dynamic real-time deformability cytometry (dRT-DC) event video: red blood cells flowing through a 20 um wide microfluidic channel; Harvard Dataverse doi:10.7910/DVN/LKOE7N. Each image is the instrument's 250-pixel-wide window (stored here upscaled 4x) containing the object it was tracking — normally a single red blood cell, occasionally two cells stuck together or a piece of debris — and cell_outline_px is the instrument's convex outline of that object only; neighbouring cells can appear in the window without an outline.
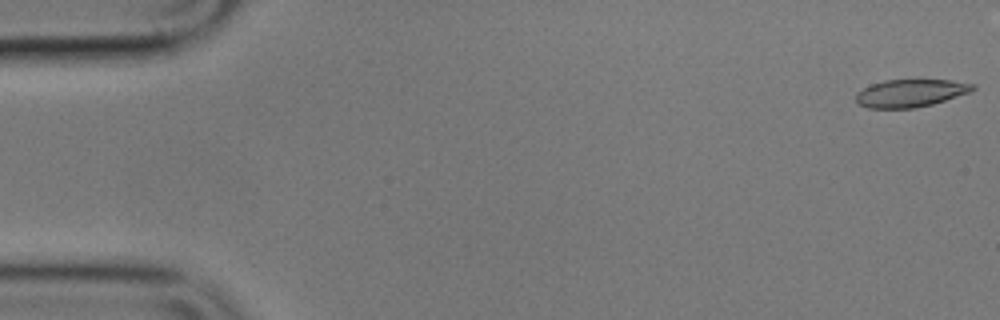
{"species": "common noctule bat (a hibernating species)", "species_latin": "Nyctalus noctula", "temperature_condition": "cold", "stored_images_in_passage": 56, "camera_frame_rate_fps": 3000, "um_per_image_px": 0.085, "animal": {"sex": "male", "body_mass_g": 17.9}, "frame": {"image": 1, "passage_image": 1, "time_ms": 0.0, "image_size_px": [1000, 320], "cell_outline_px": [[976, 88], [968, 92], [932, 104], [916, 108], [868, 108], [860, 104], [856, 100], [856, 92], [872, 84], [884, 80], [952, 80], [976, 84]], "centroid_in_image_um": [77.39, 7.91], "position_along_channel_um": 7.6, "area_um2": 18.67}}
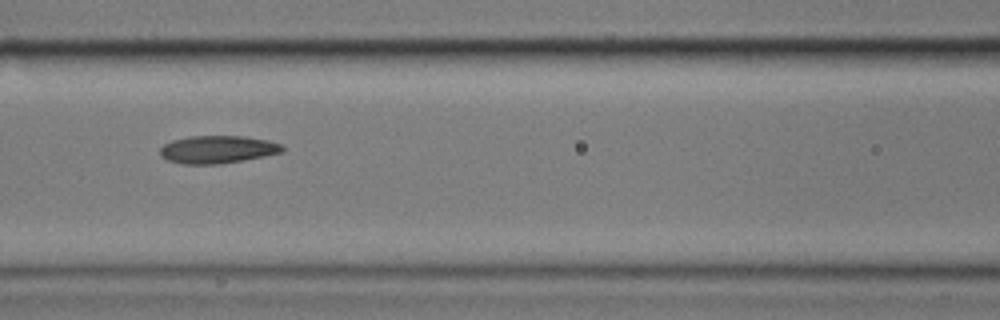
{"frame": {"image": 2, "passage_image": 24, "time_ms": 7.667, "image_size_px": [1000, 320], "cell_outline_px": [[284, 152], [244, 160], [220, 164], [184, 164], [168, 160], [160, 156], [160, 148], [164, 144], [172, 140], [188, 136], [244, 136], [268, 140], [280, 144], [284, 148]], "centroid_in_image_um": [18.49, 12.7], "position_along_channel_um": 148.1, "area_um2": 19.83}}
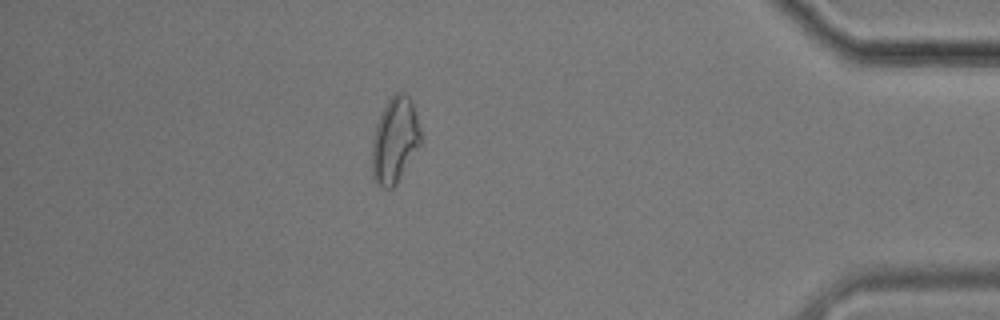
{"frame": {"image": 3, "passage_image": 49, "time_ms": 16.0, "image_size_px": [1000, 320], "cell_outline_px": [[420, 144], [396, 184], [392, 188], [384, 188], [372, 180], [372, 140], [376, 124], [388, 100], [396, 92], [404, 92], [412, 100], [416, 112], [420, 128]], "centroid_in_image_um": [33.55, 11.91], "position_along_channel_um": 401.7, "area_um2": 24.16}, "authors_computed_cell_mechanics": {"area_um2": 20.0566, "velocity_mm_per_s": 3.5499, "shape_relaxation_time_tau1_ms": 3.96, "shape_relaxation_time_tau2_ms": 4.3977, "deformation_change_tau1": 0.1449, "deformation_change_tau2": 0.1246}}